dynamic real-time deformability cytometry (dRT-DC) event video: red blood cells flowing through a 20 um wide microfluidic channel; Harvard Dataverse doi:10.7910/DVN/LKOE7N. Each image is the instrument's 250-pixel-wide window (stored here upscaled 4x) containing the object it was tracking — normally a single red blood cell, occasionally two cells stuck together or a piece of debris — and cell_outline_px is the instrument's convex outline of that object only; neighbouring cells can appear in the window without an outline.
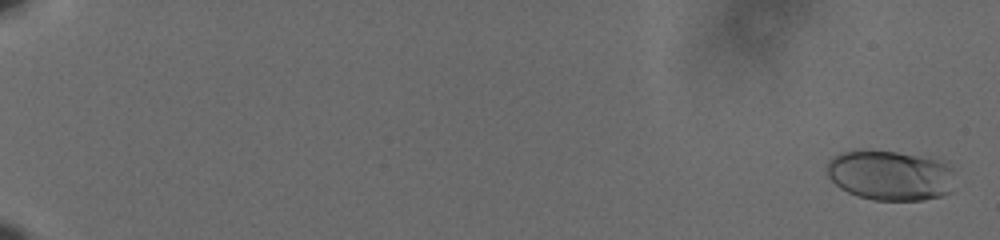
{"species": "human", "species_latin": "Homo sapiens", "temperature_condition": "cold", "stored_images_in_passage": 62, "camera_frame_rate_fps": 3000, "um_per_image_px": 0.085, "donor": {"sex": "male"}, "frame": {"image": 1, "passage_image": 2, "time_ms": 0.333, "image_size_px": [1000, 240], "cell_outline_px": [[952, 192], [940, 196], [924, 200], [872, 200], [856, 196], [840, 188], [828, 176], [828, 164], [836, 156], [844, 152], [896, 152], [936, 160], [952, 168]], "centroid_in_image_um": [75.68, 14.96], "position_along_channel_um": 9.3, "area_um2": 36.41}}
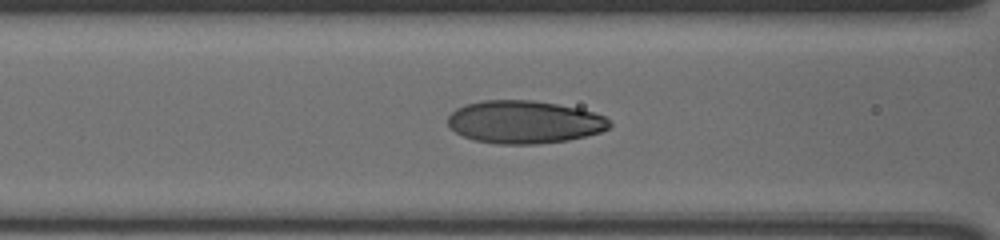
{"frame": {"image": 2, "passage_image": 30, "time_ms": 9.667, "image_size_px": [1000, 240], "cell_outline_px": [[612, 124], [608, 128], [600, 132], [568, 140], [536, 144], [496, 144], [472, 140], [456, 132], [448, 124], [448, 116], [456, 108], [464, 104], [484, 100], [532, 100], [556, 104], [576, 108], [592, 112], [604, 116]], "centroid_in_image_um": [44.53, 10.37], "position_along_channel_um": 122.1, "area_um2": 40.23}}
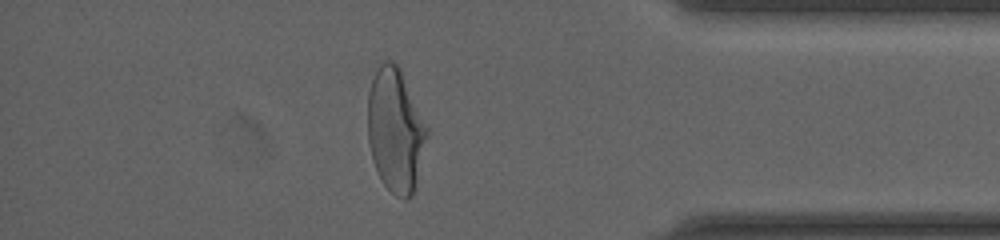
{"frame": {"image": 3, "passage_image": 55, "time_ms": 18.0, "image_size_px": [1000, 240], "cell_outline_px": [[428, 132], [416, 188], [412, 196], [404, 200], [396, 196], [380, 180], [372, 160], [368, 140], [368, 92], [376, 68], [380, 60], [392, 60], [400, 68], [428, 128]], "centroid_in_image_um": [33.6, 11.08], "position_along_channel_um": 401.6, "area_um2": 43.0}, "authors_computed_cell_mechanics": {"area_um2": 38.9572, "velocity_mm_per_s": 3.6012, "shape_relaxation_time_tau1_ms": 4.5879, "shape_relaxation_time_tau2_ms": 0.9172, "deformation_change_tau1": 0.1806, "deformation_change_tau2": 0.0617}}